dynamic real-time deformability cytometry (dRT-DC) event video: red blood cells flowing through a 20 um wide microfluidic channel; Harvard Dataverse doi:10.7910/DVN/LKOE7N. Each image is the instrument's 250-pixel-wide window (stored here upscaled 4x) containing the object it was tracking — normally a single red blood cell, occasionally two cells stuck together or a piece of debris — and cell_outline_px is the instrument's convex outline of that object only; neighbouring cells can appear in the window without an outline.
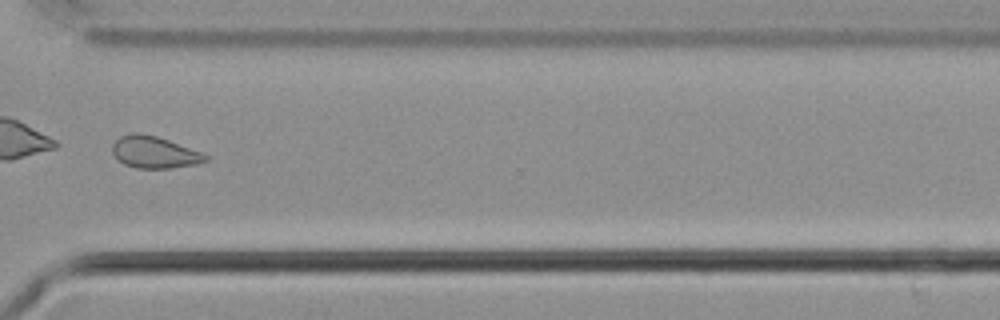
{"species": "common noctule bat (a hibernating species)", "species_latin": "Nyctalus noctula", "temperature_condition": "cold", "stored_images_in_passage": 28, "camera_frame_rate_fps": 3000, "um_per_image_px": 0.085, "animal": {"sex": "male", "body_mass_g": 21.5, "forearm_length_mm": 52.0}, "frame": {"image": 1, "passage_image": 24, "time_ms": 7.667, "image_size_px": [1000, 320], "cell_outline_px": [[208, 160], [196, 164], [168, 168], [136, 168], [124, 164], [112, 152], [112, 144], [120, 136], [132, 132], [140, 132], [156, 136], [168, 140], [200, 152], [208, 156]], "centroid_in_image_um": [13.09, 12.93], "position_along_channel_um": 357.5, "area_um2": 17.11}}